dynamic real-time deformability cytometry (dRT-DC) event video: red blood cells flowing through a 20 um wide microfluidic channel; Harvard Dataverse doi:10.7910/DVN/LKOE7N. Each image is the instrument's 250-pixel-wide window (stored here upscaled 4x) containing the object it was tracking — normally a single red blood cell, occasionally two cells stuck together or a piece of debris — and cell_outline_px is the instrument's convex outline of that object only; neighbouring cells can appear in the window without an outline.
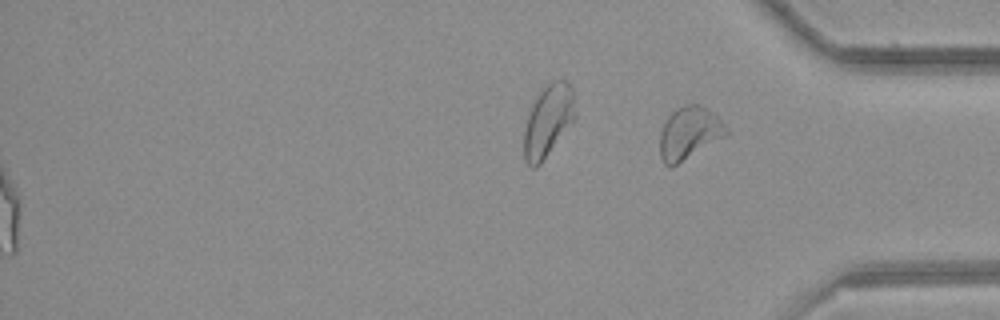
{"species": "common noctule bat (a hibernating species)", "species_latin": "Nyctalus noctula", "temperature_condition": "room temperature", "stored_images_in_passage": 54, "segment_of_instrument_passage": [2, 2], "camera_frame_rate_fps": 3000, "um_per_image_px": 0.085, "animal": {"sex": "female", "body_mass_g": 21.9}, "frame": {"image": 1, "passage_image": 54, "time_ms": 17.667, "image_size_px": [1000, 320], "cell_outline_px": [[728, 132], [724, 136], [672, 168], [664, 164], [660, 156], [660, 132], [668, 116], [676, 108], [684, 104], [700, 104], [708, 108], [728, 128]], "centroid_in_image_um": [58.55, 11.31], "position_along_channel_um": 376.6, "area_um2": 20.23}}